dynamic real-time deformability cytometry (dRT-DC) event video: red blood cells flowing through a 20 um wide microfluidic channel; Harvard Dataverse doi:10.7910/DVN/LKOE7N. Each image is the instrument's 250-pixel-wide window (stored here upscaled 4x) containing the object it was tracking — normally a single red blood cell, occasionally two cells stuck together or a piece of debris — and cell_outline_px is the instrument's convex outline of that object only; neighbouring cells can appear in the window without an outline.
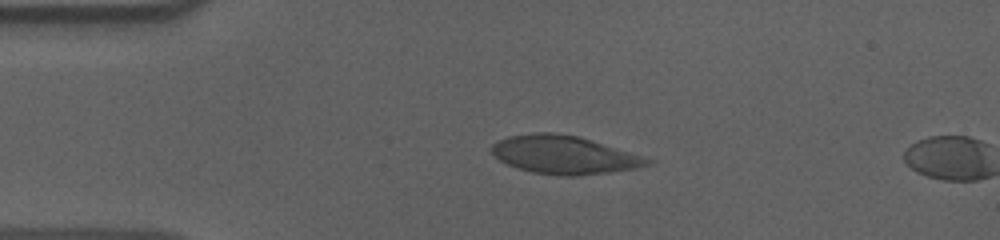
{"species": "human", "species_latin": "Homo sapiens", "temperature_condition": "cold", "stored_images_in_passage": 3, "camera_frame_rate_fps": 3000, "um_per_image_px": 0.085, "donor": {"sex": "male"}, "frame": {"image": 1, "passage_image": 1, "time_ms": 0.0, "image_size_px": [1000, 240], "cell_outline_px": [[656, 160], [652, 164], [636, 168], [576, 176], [560, 176], [532, 172], [516, 168], [500, 160], [492, 152], [492, 144], [508, 136], [532, 132], [552, 132], [580, 136]], "centroid_in_image_um": [47.97, 13.15], "position_along_channel_um": 37.0, "area_um2": 34.74}}